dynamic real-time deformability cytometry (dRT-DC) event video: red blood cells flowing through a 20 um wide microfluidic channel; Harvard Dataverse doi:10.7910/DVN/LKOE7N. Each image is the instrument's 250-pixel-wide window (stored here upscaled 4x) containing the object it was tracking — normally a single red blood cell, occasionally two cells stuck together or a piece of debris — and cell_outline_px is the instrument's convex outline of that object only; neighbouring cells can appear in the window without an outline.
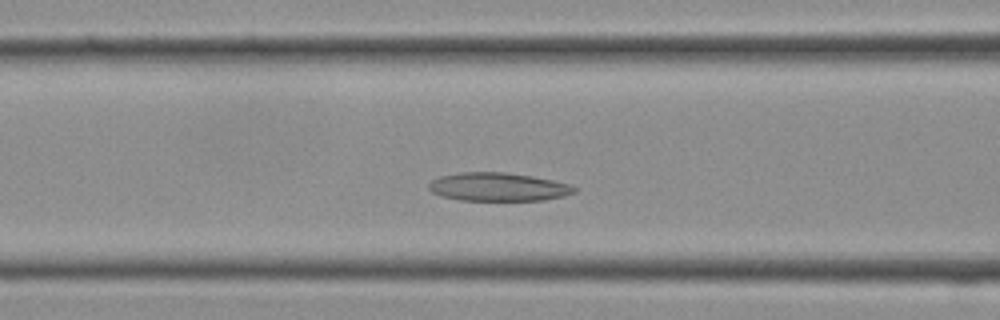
{"species": "Egyptian fruit bat (a non-hibernating species)", "species_latin": "Rousettus aegyptiacus", "temperature_condition": "cold", "stored_images_in_passage": 15, "camera_frame_rate_fps": 3000, "um_per_image_px": 0.085, "frame": {"image": 1, "passage_image": 7, "time_ms": 2.0, "image_size_px": [1000, 320], "cell_outline_px": [[576, 192], [564, 196], [544, 200], [460, 200], [444, 196], [432, 192], [428, 188], [428, 184], [432, 180], [440, 176], [460, 172], [504, 172], [532, 176], [552, 180], [568, 184], [576, 188]], "centroid_in_image_um": [42.34, 15.88], "position_along_channel_um": 124.3, "area_um2": 23.93}}
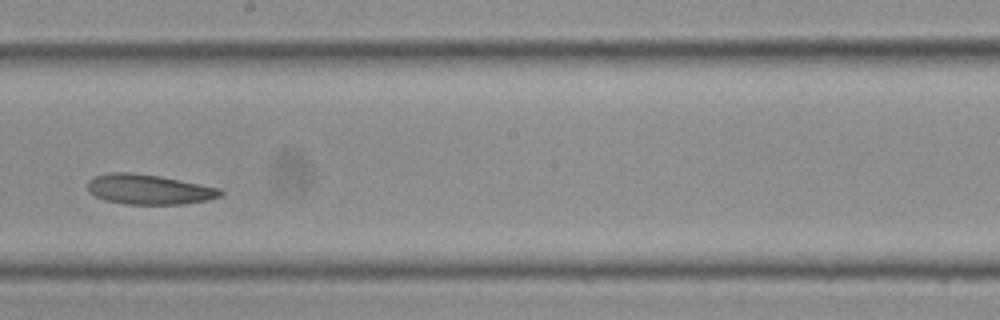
{"frame": {"image": 2, "passage_image": 12, "time_ms": 3.667, "image_size_px": [1000, 320], "cell_outline_px": [[224, 192], [220, 196], [208, 200], [184, 204], [128, 204], [104, 200], [88, 192], [88, 180], [96, 176], [108, 172], [132, 172], [160, 176], [220, 188]], "centroid_in_image_um": [12.65, 16.09], "position_along_channel_um": 235.5, "area_um2": 23.24}}
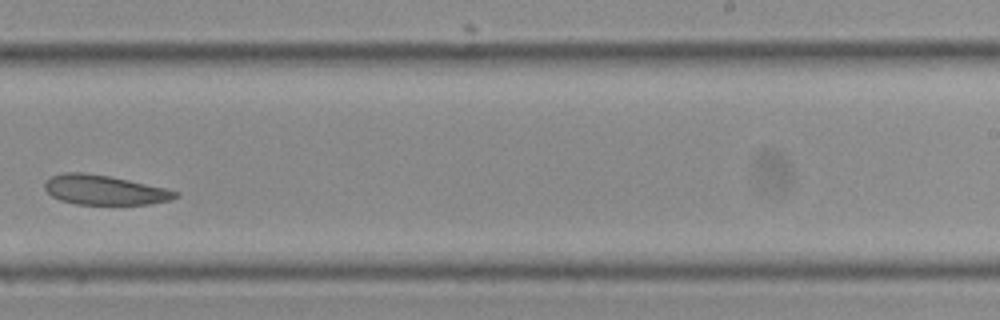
{"frame": {"image": 3, "passage_image": 14, "time_ms": 4.333, "image_size_px": [1000, 320], "cell_outline_px": [[180, 196], [168, 200], [152, 204], [76, 204], [60, 200], [52, 196], [44, 188], [44, 184], [52, 176], [64, 172], [80, 172], [108, 176], [168, 188], [180, 192]], "centroid_in_image_um": [8.91, 16.15], "position_along_channel_um": 280.1, "area_um2": 22.48}}